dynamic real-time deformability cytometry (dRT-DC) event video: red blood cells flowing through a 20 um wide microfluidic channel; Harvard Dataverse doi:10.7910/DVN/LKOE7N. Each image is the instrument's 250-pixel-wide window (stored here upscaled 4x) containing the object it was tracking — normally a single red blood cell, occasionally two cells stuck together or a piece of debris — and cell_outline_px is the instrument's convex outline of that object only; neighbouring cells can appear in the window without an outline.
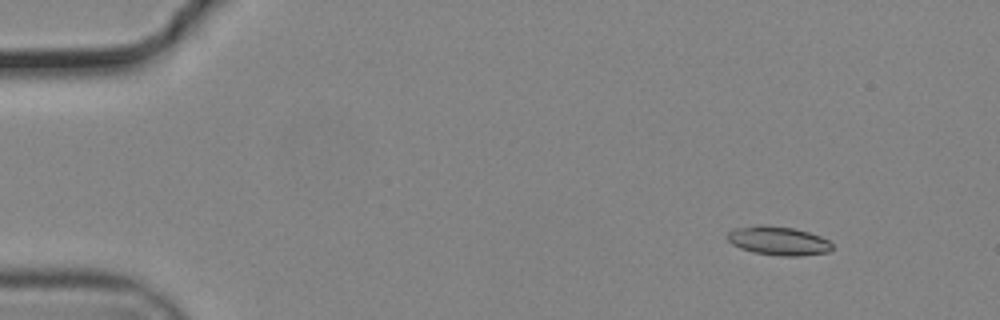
{"species": "common noctule bat (a hibernating species)", "species_latin": "Nyctalus noctula", "temperature_condition": "cold", "stored_images_in_passage": 55, "camera_frame_rate_fps": 3000, "um_per_image_px": 0.085, "animal": {"sex": "male", "body_mass_g": 19.2, "forearm_length_mm": 51.8}, "frame": {"image": 1, "passage_image": 6, "time_ms": 1.667, "image_size_px": [1000, 320], "cell_outline_px": [[832, 248], [828, 252], [800, 256], [784, 256], [756, 252], [740, 248], [732, 244], [728, 240], [728, 232], [732, 228], [756, 224], [764, 224], [792, 228], [808, 232], [820, 236], [828, 240], [832, 244]], "centroid_in_image_um": [66.13, 20.45], "position_along_channel_um": 18.9, "area_um2": 17.57}}
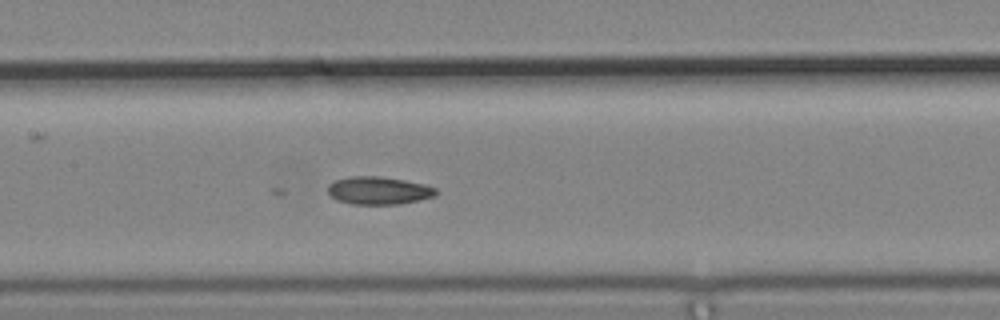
{"frame": {"image": 2, "passage_image": 27, "time_ms": 8.667, "image_size_px": [1000, 320], "cell_outline_px": [[436, 196], [420, 200], [400, 204], [352, 204], [336, 200], [328, 192], [328, 184], [332, 180], [348, 176], [380, 176], [404, 180], [424, 184], [436, 188]], "centroid_in_image_um": [32.16, 16.19], "position_along_channel_um": 175.2, "area_um2": 17.69}}
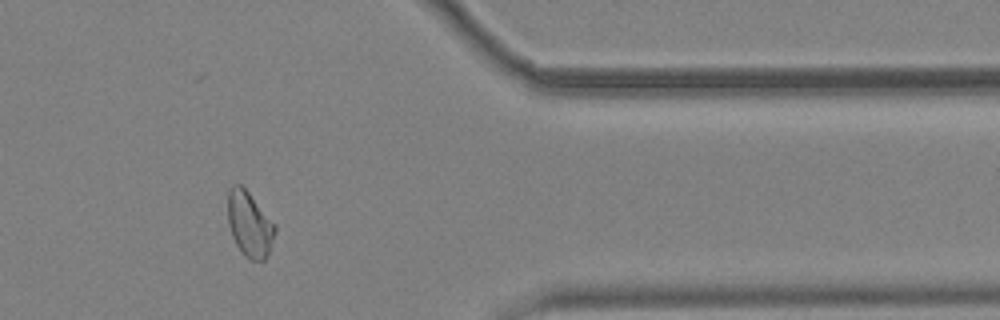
{"frame": {"image": 3, "passage_image": 46, "time_ms": 15.0, "image_size_px": [1000, 320], "cell_outline_px": [[276, 232], [268, 252], [264, 260], [252, 260], [244, 256], [236, 244], [232, 236], [228, 224], [228, 192], [232, 184], [240, 184], [248, 192], [276, 224]], "centroid_in_image_um": [21.21, 19.05], "position_along_channel_um": 390.2, "area_um2": 17.86}}